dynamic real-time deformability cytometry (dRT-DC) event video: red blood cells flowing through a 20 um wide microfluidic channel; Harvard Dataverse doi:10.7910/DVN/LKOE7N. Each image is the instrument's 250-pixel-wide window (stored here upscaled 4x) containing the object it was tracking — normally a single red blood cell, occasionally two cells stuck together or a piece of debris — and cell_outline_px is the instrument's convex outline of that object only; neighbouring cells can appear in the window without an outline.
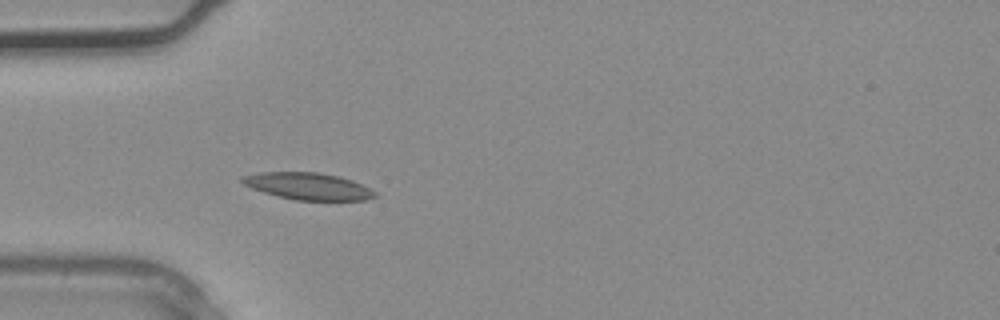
{"species": "common noctule bat (a hibernating species)", "species_latin": "Nyctalus noctula", "temperature_condition": "warm", "stored_images_in_passage": 4, "camera_frame_rate_fps": 3000, "um_per_image_px": 0.085, "animal": {"sex": "male", "body_mass_g": 20.4}, "frame": {"image": 1, "passage_image": 4, "time_ms": 1.0, "image_size_px": [1000, 320], "cell_outline_px": [[376, 196], [368, 200], [296, 200], [264, 192], [252, 188], [244, 184], [240, 180], [240, 176], [260, 172], [320, 172], [340, 176], [352, 180], [376, 192]], "centroid_in_image_um": [26.18, 15.81], "position_along_channel_um": 58.8, "area_um2": 20.75}}